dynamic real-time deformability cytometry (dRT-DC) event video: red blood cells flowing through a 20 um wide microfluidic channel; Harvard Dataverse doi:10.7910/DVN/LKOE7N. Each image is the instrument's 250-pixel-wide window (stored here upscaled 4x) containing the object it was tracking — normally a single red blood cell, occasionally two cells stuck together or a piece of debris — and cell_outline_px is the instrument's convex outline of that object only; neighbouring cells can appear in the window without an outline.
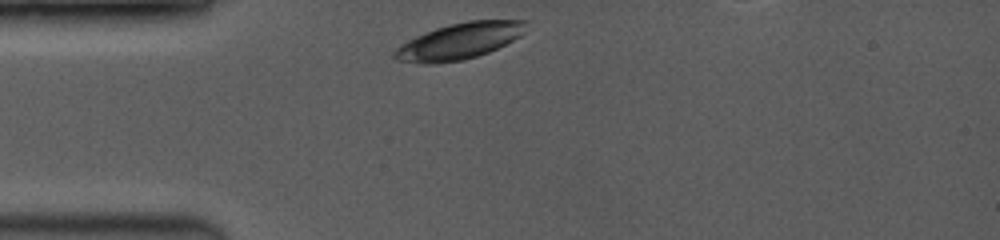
{"species": "common noctule bat (a hibernating species)", "species_latin": "Nyctalus noctula", "temperature_condition": "room temperature", "stored_images_in_passage": 2, "camera_frame_rate_fps": 3500, "um_per_image_px": 0.085, "animal": {"sex": "female", "body_mass_g": 19.0, "forearm_length_mm": 53.3}, "frame": {"image": 1, "passage_image": 1, "time_ms": 0.0, "image_size_px": [1000, 240], "cell_outline_px": [[532, 20], [524, 32], [520, 36], [488, 52], [476, 56], [460, 60], [424, 64], [396, 60], [392, 56], [392, 52], [400, 44], [416, 36], [436, 28], [468, 20]], "centroid_in_image_um": [39.05, 3.48], "position_along_channel_um": 45.9, "area_um2": 27.57}}